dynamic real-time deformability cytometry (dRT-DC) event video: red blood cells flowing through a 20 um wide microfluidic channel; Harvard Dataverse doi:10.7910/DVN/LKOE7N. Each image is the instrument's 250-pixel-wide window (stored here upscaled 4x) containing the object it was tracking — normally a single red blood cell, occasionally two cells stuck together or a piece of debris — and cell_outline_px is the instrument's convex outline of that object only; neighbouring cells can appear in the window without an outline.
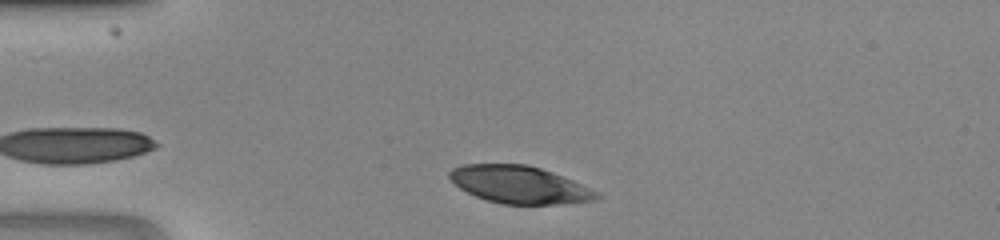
{"species": "human", "species_latin": "Homo sapiens", "temperature_condition": "room temperature", "stored_images_in_passage": 37, "camera_frame_rate_fps": 3000, "um_per_image_px": 0.085, "donor": {"sex": "male"}, "frame": {"image": 1, "passage_image": 2, "time_ms": 0.333, "image_size_px": [1000, 240], "cell_outline_px": [[600, 196], [596, 200], [556, 204], [500, 204], [476, 196], [460, 188], [448, 176], [448, 172], [452, 168], [464, 164], [528, 164], [552, 172], [572, 180], [600, 192]], "centroid_in_image_um": [44.16, 15.69], "position_along_channel_um": 40.8, "area_um2": 31.96}}
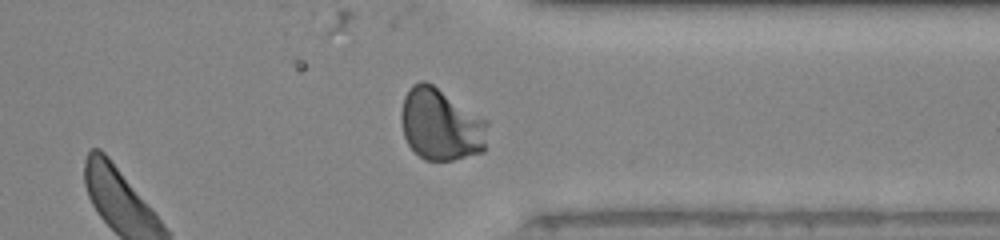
{"frame": {"image": 2, "passage_image": 27, "time_ms": 8.667, "image_size_px": [1000, 240], "cell_outline_px": [[488, 124], [484, 152], [452, 160], [424, 160], [408, 144], [404, 136], [400, 120], [400, 112], [404, 96], [412, 84], [420, 80], [424, 80], [432, 84], [488, 120]], "centroid_in_image_um": [37.46, 10.58], "position_along_channel_um": 373.9, "area_um2": 36.47}}
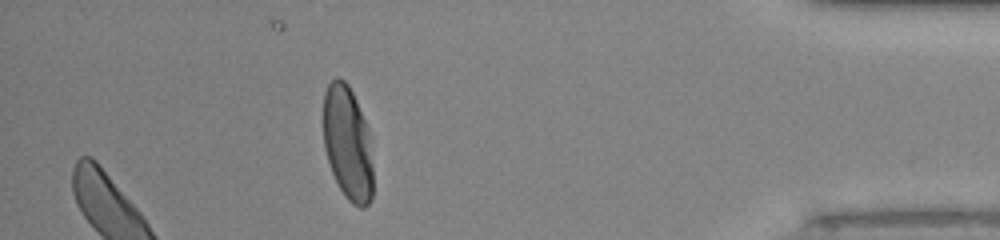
{"frame": {"image": 3, "passage_image": 32, "time_ms": 10.333, "image_size_px": [1000, 240], "cell_outline_px": [[372, 200], [364, 208], [360, 208], [352, 204], [344, 196], [332, 172], [324, 148], [324, 92], [328, 84], [336, 76], [340, 76], [348, 84], [356, 100], [368, 128], [372, 164]], "centroid_in_image_um": [29.55, 12.17], "position_along_channel_um": 405.6, "area_um2": 33.06}}